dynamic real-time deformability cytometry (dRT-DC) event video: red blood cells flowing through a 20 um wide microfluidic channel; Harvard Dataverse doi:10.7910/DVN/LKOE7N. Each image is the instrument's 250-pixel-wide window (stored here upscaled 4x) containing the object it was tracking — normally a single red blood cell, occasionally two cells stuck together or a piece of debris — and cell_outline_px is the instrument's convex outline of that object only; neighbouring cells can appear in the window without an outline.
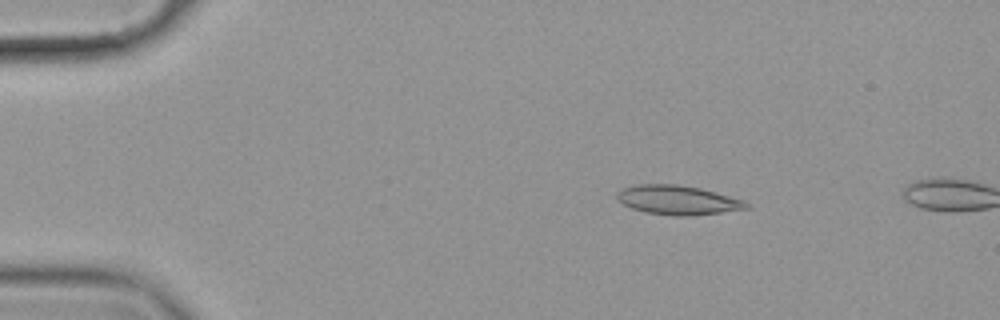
{"species": "common noctule bat (a hibernating species)", "species_latin": "Nyctalus noctula", "temperature_condition": "cold", "stored_images_in_passage": 12, "camera_frame_rate_fps": 3000, "um_per_image_px": 0.085, "animal": {"sex": "female", "body_mass_g": 19.9}, "frame": {"image": 1, "passage_image": 9, "time_ms": 2.667, "image_size_px": [1000, 320], "cell_outline_px": [[752, 208], [692, 216], [672, 216], [644, 212], [632, 208], [616, 200], [616, 192], [620, 188], [640, 184], [676, 184], [700, 188], [744, 200]], "centroid_in_image_um": [57.58, 17.01], "position_along_channel_um": 27.4, "area_um2": 22.25}}